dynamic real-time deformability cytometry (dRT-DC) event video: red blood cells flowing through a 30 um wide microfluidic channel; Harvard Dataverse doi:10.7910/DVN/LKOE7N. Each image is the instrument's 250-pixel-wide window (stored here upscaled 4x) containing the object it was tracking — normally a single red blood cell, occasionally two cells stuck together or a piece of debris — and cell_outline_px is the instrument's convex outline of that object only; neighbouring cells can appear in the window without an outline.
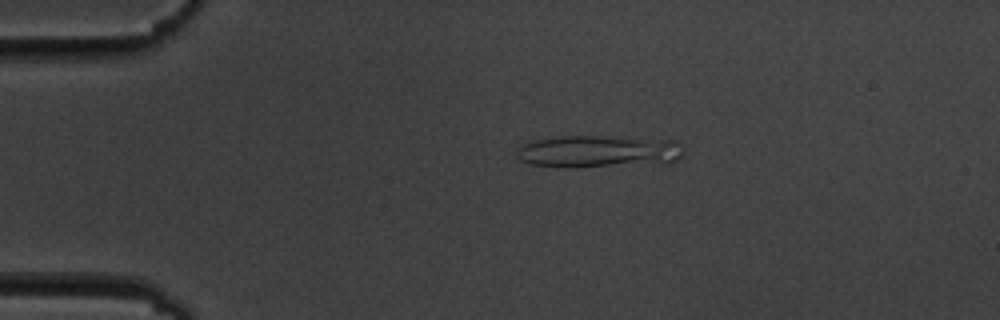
{"species": "common noctule bat (a hibernating species)", "species_latin": "Nyctalus noctula", "temperature_condition": "cold", "stored_images_in_passage": 6, "camera_frame_rate_fps": 3000, "um_per_image_px": 0.085, "animal": {"sex": "male", "body_mass_g": 19.5, "forearm_length_mm": 54.6}, "frame": {"image": 1, "passage_image": 4, "time_ms": 3.333, "image_size_px": [1000, 320], "cell_outline_px": [[684, 152], [680, 156], [668, 164], [576, 168], [564, 168], [532, 164], [520, 160], [516, 156], [516, 148], [520, 144], [528, 140], [564, 136], [604, 136], [676, 140]], "centroid_in_image_um": [50.83, 12.89], "position_along_channel_um": 34.2, "area_um2": 32.37}}